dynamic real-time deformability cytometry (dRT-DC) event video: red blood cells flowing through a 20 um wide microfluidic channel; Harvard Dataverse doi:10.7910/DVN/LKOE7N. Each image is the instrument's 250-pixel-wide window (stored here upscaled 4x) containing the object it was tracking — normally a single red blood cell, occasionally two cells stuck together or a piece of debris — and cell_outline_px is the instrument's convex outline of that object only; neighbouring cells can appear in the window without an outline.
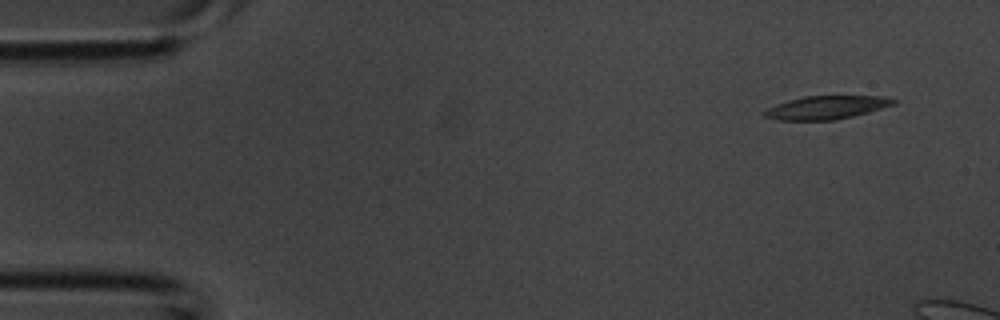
{"species": "common noctule bat (a hibernating species)", "species_latin": "Nyctalus noctula", "temperature_condition": "room temperature", "stored_images_in_passage": 6, "camera_frame_rate_fps": 3000, "um_per_image_px": 0.085, "animal": {"sex": "male", "body_mass_g": 20.1, "forearm_length_mm": 53.5}, "frame": {"image": 1, "passage_image": 1, "time_ms": 0.0, "image_size_px": [1000, 320], "cell_outline_px": [[896, 104], [868, 112], [836, 120], [780, 120], [764, 116], [760, 112], [776, 104], [788, 100], [804, 96], [892, 96], [896, 100]], "centroid_in_image_um": [70.26, 9.13], "position_along_channel_um": 14.7, "area_um2": 17.63}}